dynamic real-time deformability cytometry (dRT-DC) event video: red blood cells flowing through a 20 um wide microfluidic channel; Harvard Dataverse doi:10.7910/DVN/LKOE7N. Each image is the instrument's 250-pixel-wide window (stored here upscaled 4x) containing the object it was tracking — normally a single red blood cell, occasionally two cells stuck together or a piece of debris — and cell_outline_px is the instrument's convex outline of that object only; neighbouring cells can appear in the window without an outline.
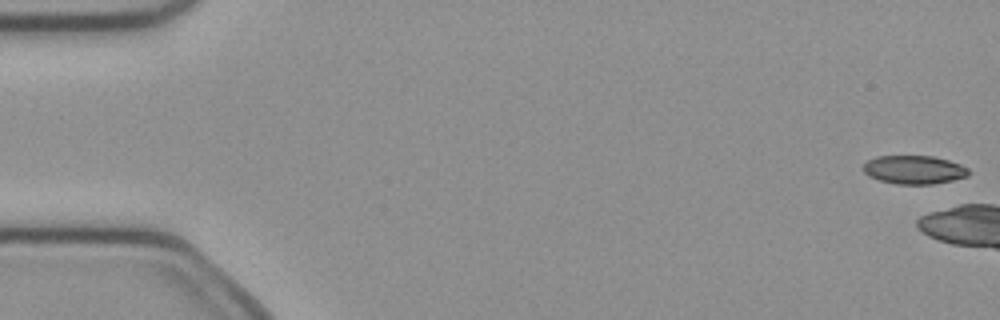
{"species": "common noctule bat (a hibernating species)", "species_latin": "Nyctalus noctula", "temperature_condition": "cold", "stored_images_in_passage": 6, "camera_frame_rate_fps": 3000, "um_per_image_px": 0.085, "animal": {"sex": "female", "body_mass_g": 21.9}, "frame": {"image": 1, "passage_image": 1, "time_ms": 0.0, "image_size_px": [1000, 320], "cell_outline_px": [[968, 176], [952, 180], [932, 184], [896, 184], [880, 180], [868, 176], [864, 172], [864, 164], [868, 160], [876, 156], [932, 156], [948, 160], [960, 164], [968, 168]], "centroid_in_image_um": [77.68, 14.42], "position_along_channel_um": 7.3, "area_um2": 17.4}}